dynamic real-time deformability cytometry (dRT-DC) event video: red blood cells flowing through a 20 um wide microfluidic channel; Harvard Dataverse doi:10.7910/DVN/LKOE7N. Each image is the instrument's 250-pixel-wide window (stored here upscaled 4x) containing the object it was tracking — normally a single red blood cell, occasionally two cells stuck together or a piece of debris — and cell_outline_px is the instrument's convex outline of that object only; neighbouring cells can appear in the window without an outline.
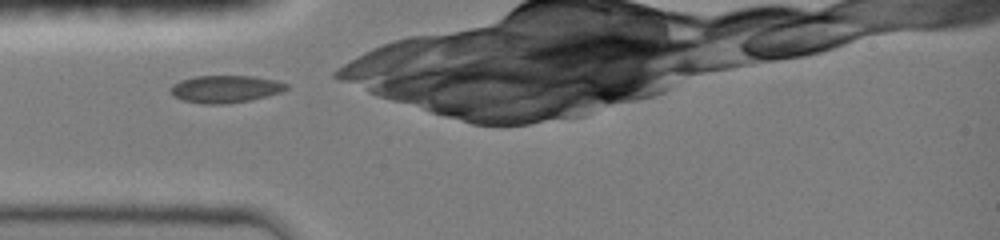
{"species": "common noctule bat (a hibernating species)", "species_latin": "Nyctalus noctula", "temperature_condition": "room temperature", "stored_images_in_passage": 29, "camera_frame_rate_fps": 3000, "um_per_image_px": 0.085, "animal": {"sex": "female", "body_mass_g": 19.0, "forearm_length_mm": 51.5}, "frame": {"image": 1, "passage_image": 1, "time_ms": 0.0, "image_size_px": [1000, 240], "cell_outline_px": [[288, 88], [280, 92], [252, 100], [224, 104], [204, 104], [184, 100], [172, 96], [168, 92], [168, 88], [172, 84], [180, 80], [196, 76], [252, 76], [276, 80], [288, 84]], "centroid_in_image_um": [19.11, 7.56], "position_along_channel_um": 65.9, "area_um2": 18.61}}
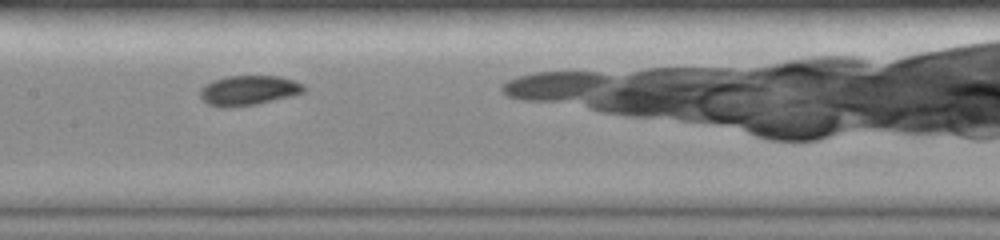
{"frame": {"image": 2, "passage_image": 10, "time_ms": 3.0, "image_size_px": [1000, 240], "cell_outline_px": [[308, 88], [304, 92], [292, 96], [256, 104], [232, 108], [220, 108], [208, 104], [200, 96], [200, 88], [204, 84], [212, 80], [228, 76], [280, 76], [304, 84]], "centroid_in_image_um": [21.12, 7.69], "position_along_channel_um": 186.3, "area_um2": 18.32}}
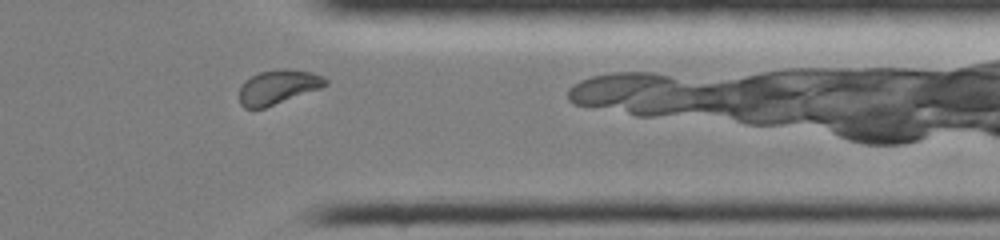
{"frame": {"image": 3, "passage_image": 25, "time_ms": 8.0, "image_size_px": [1000, 240], "cell_outline_px": [[328, 84], [320, 88], [264, 108], [244, 108], [240, 104], [240, 84], [244, 80], [260, 72], [280, 68], [288, 68], [312, 72], [324, 76], [328, 80]], "centroid_in_image_um": [23.63, 7.37], "position_along_channel_um": 387.8, "area_um2": 17.28}}